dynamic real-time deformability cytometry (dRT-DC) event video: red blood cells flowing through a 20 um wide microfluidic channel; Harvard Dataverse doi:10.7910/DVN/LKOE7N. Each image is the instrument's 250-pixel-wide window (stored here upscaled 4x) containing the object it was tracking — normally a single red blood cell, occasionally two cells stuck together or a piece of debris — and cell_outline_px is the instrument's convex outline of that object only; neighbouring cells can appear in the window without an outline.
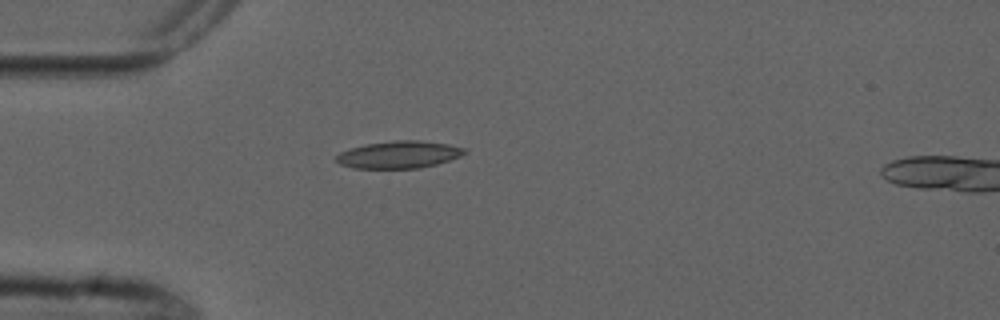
{"species": "common noctule bat (a hibernating species)", "species_latin": "Nyctalus noctula", "temperature_condition": "cold", "stored_images_in_passage": 3, "camera_frame_rate_fps": 3000, "um_per_image_px": 0.085, "animal": {"sex": "male", "forearm_length_mm": 52.5}, "frame": {"image": 1, "passage_image": 3, "time_ms": 3.333, "image_size_px": [1000, 320], "cell_outline_px": [[468, 152], [460, 156], [436, 164], [420, 168], [352, 168], [340, 164], [336, 160], [336, 156], [340, 152], [364, 144], [392, 140], [420, 140], [448, 144], [468, 148]], "centroid_in_image_um": [33.93, 13.13], "position_along_channel_um": 51.1, "area_um2": 20.46}}